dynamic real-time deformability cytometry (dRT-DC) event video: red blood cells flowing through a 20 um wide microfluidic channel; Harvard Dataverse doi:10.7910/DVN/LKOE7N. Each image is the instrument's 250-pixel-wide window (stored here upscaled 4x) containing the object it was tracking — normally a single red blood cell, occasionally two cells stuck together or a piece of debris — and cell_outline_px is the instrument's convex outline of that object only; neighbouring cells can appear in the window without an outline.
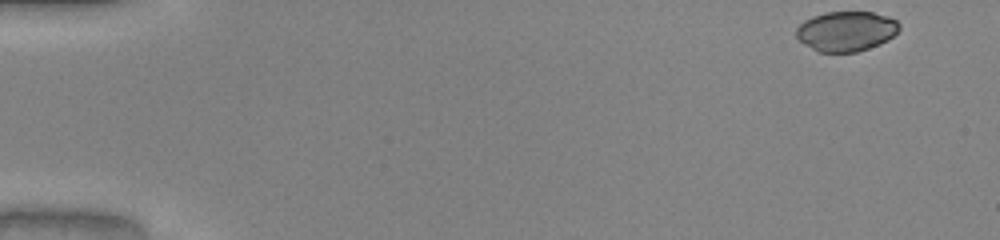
{"species": "common noctule bat (a hibernating species)", "species_latin": "Nyctalus noctula", "temperature_condition": "warm", "stored_images_in_passage": 49, "camera_frame_rate_fps": 3000, "um_per_image_px": 0.085, "animal": {"sex": "male", "body_mass_g": 20.0, "forearm_length_mm": 53.3}, "frame": {"image": 1, "passage_image": 1, "time_ms": 0.0, "image_size_px": [1000, 240], "cell_outline_px": [[900, 28], [888, 40], [880, 44], [856, 52], [820, 52], [804, 44], [796, 36], [796, 28], [804, 20], [812, 16], [824, 12], [872, 12], [888, 16], [896, 20], [900, 24]], "centroid_in_image_um": [71.93, 2.64], "position_along_channel_um": 13.1, "area_um2": 23.99}}
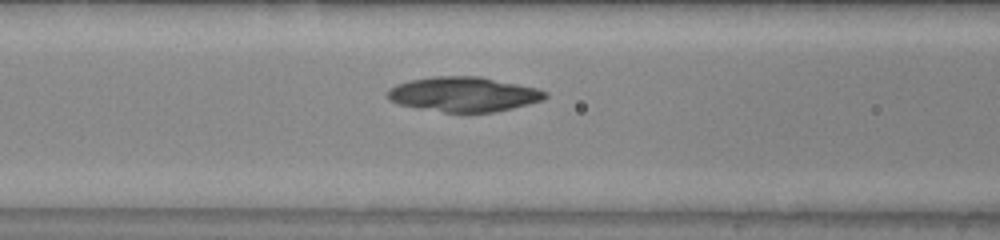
{"frame": {"image": 2, "passage_image": 20, "time_ms": 6.333, "image_size_px": [1000, 240], "cell_outline_px": [[548, 96], [540, 100], [528, 104], [496, 112], [444, 112], [420, 108], [400, 104], [388, 100], [388, 88], [396, 84], [412, 80], [432, 76], [480, 76], [536, 88], [548, 92]], "centroid_in_image_um": [39.4, 8.01], "position_along_channel_um": 127.2, "area_um2": 31.73}}
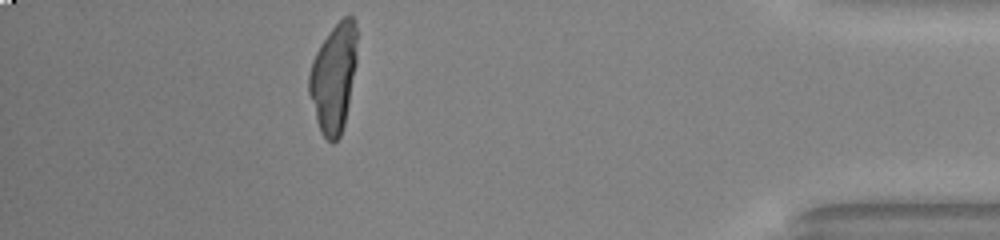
{"frame": {"image": 3, "passage_image": 44, "time_ms": 14.333, "image_size_px": [1000, 240], "cell_outline_px": [[356, 64], [344, 124], [340, 136], [332, 144], [320, 132], [316, 120], [308, 92], [308, 76], [312, 60], [320, 44], [328, 32], [344, 16], [352, 16], [356, 20]], "centroid_in_image_um": [28.34, 6.6], "position_along_channel_um": 406.9, "area_um2": 30.35}}